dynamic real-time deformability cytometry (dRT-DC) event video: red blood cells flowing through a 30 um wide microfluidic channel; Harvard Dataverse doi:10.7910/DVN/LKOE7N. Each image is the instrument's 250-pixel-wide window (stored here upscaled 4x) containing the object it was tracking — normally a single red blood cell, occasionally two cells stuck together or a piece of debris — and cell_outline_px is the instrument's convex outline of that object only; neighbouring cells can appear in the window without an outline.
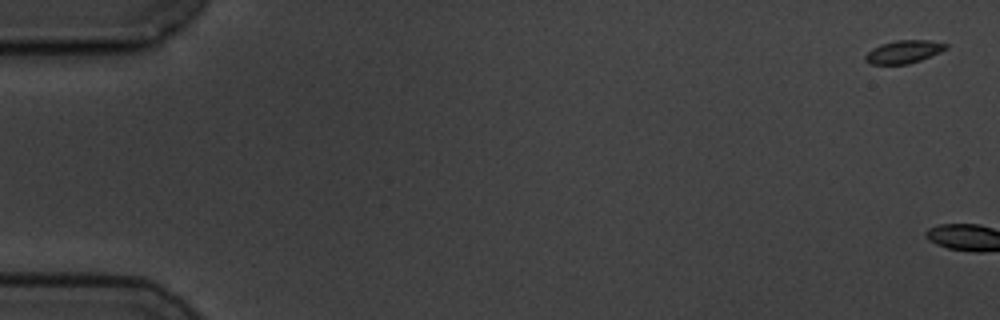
{"species": "common noctule bat (a hibernating species)", "species_latin": "Nyctalus noctula", "temperature_condition": "cold", "stored_images_in_passage": 6, "camera_frame_rate_fps": 3000, "um_per_image_px": 0.085, "animal": {"sex": "male", "body_mass_g": 19.5, "forearm_length_mm": 54.6}, "frame": {"image": 1, "passage_image": 1, "time_ms": 0.0, "image_size_px": [1000, 320], "cell_outline_px": [[948, 48], [940, 52], [920, 60], [908, 64], [868, 64], [864, 60], [864, 56], [872, 48], [880, 44], [896, 40], [928, 40], [948, 44]], "centroid_in_image_um": [76.79, 4.4], "position_along_channel_um": 8.2, "area_um2": 10.81}}
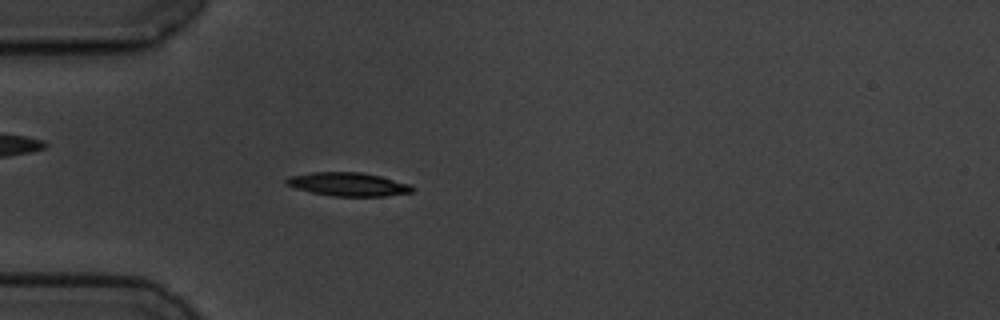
{"frame": {"image": 2, "passage_image": 6, "time_ms": 6.333, "image_size_px": [1000, 320], "cell_outline_px": [[416, 188], [412, 192], [384, 196], [332, 196], [312, 192], [296, 188], [284, 184], [284, 180], [288, 176], [312, 172], [360, 172], [380, 176], [408, 184]], "centroid_in_image_um": [29.55, 15.66], "position_along_channel_um": 55.5, "area_um2": 17.22}}